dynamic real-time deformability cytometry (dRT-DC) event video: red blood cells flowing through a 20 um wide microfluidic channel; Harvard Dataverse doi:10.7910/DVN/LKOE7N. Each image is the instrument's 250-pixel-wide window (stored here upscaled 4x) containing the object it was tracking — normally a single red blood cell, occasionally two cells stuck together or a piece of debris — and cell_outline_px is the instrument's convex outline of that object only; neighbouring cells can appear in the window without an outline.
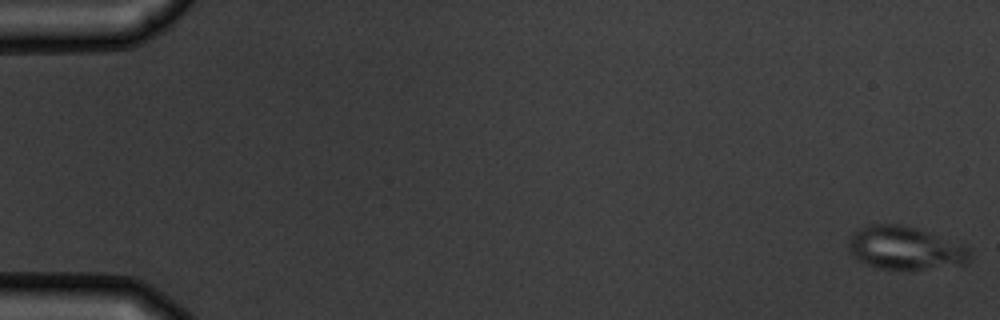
{"species": "common noctule bat (a hibernating species)", "species_latin": "Nyctalus noctula", "temperature_condition": "warm", "stored_images_in_passage": 7, "camera_frame_rate_fps": 3000, "um_per_image_px": 0.085, "animal": {"sex": "male", "body_mass_g": 19.5, "forearm_length_mm": 54.6}, "frame": {"image": 1, "passage_image": 1, "time_ms": 0.0, "image_size_px": [1000, 320], "cell_outline_px": [[972, 252], [968, 260], [964, 264], [920, 268], [880, 268], [868, 264], [860, 260], [848, 252], [848, 240], [852, 232], [868, 224], [900, 224], [916, 228], [964, 244]], "centroid_in_image_um": [76.91, 21.04], "position_along_channel_um": 8.1, "area_um2": 30.11}}